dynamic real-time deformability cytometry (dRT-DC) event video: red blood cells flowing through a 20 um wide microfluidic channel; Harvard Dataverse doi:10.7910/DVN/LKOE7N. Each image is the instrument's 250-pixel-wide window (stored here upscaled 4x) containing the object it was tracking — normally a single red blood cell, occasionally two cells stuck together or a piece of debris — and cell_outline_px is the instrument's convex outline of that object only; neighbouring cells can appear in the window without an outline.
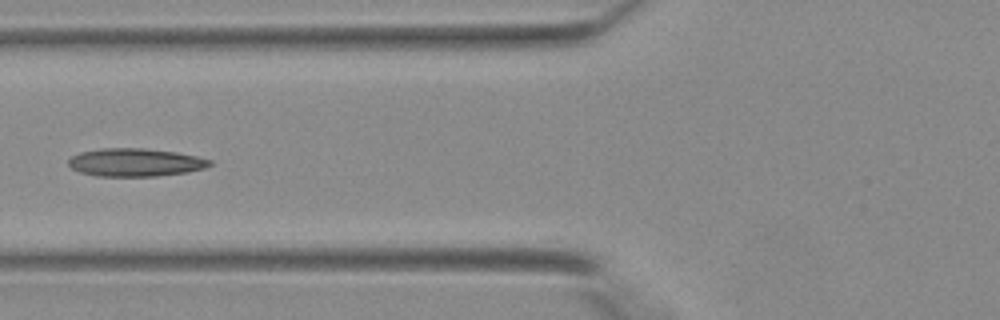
{"species": "Egyptian fruit bat (a non-hibernating species)", "species_latin": "Rousettus aegyptiacus", "temperature_condition": "warm", "stored_images_in_passage": 26, "camera_frame_rate_fps": 3000, "um_per_image_px": 0.085, "animal": {"sex": "female"}, "frame": {"image": 1, "passage_image": 2, "time_ms": 0.333, "image_size_px": [1000, 320], "cell_outline_px": [[212, 164], [204, 168], [188, 172], [156, 176], [96, 176], [80, 172], [72, 168], [68, 164], [68, 160], [72, 156], [80, 152], [100, 148], [144, 148], [176, 152], [196, 156], [212, 160]], "centroid_in_image_um": [11.5, 13.8], "position_along_channel_um": 114.3, "area_um2": 23.12}}
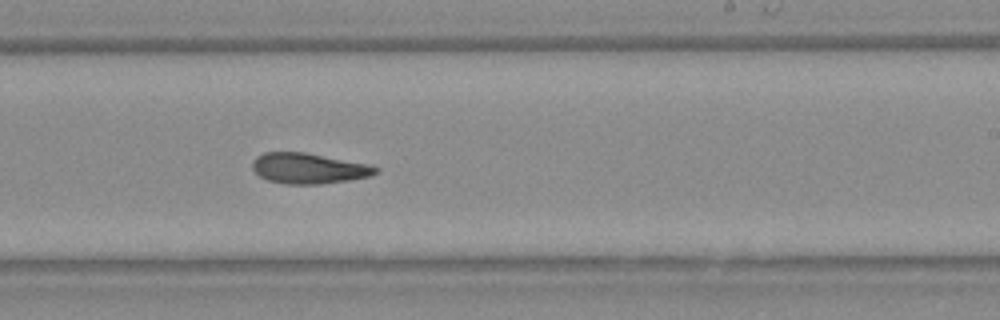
{"frame": {"image": 2, "passage_image": 11, "time_ms": 3.333, "image_size_px": [1000, 320], "cell_outline_px": [[380, 168], [376, 172], [368, 176], [348, 180], [320, 184], [288, 184], [268, 180], [260, 176], [252, 168], [252, 160], [256, 156], [264, 152], [304, 152], [368, 164]], "centroid_in_image_um": [26.19, 14.3], "position_along_channel_um": 262.8, "area_um2": 21.73}}
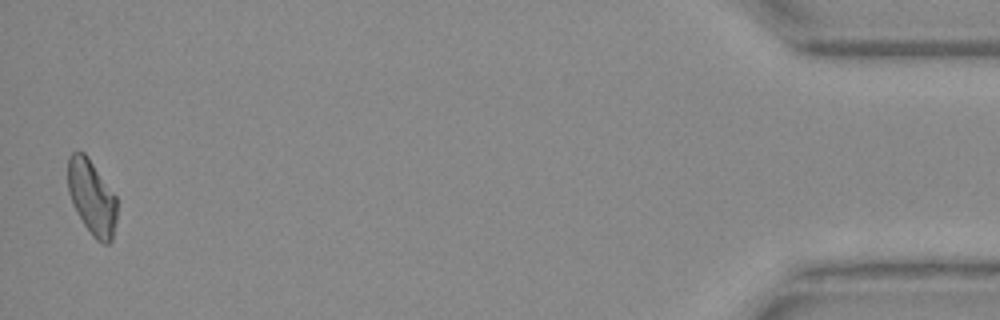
{"frame": {"image": 3, "passage_image": 26, "time_ms": 8.333, "image_size_px": [1000, 320], "cell_outline_px": [[116, 220], [112, 240], [108, 244], [104, 244], [96, 240], [92, 236], [84, 224], [72, 204], [68, 192], [68, 156], [72, 152], [84, 152], [88, 156], [116, 196]], "centroid_in_image_um": [7.8, 16.77], "position_along_channel_um": 427.4, "area_um2": 21.44}}